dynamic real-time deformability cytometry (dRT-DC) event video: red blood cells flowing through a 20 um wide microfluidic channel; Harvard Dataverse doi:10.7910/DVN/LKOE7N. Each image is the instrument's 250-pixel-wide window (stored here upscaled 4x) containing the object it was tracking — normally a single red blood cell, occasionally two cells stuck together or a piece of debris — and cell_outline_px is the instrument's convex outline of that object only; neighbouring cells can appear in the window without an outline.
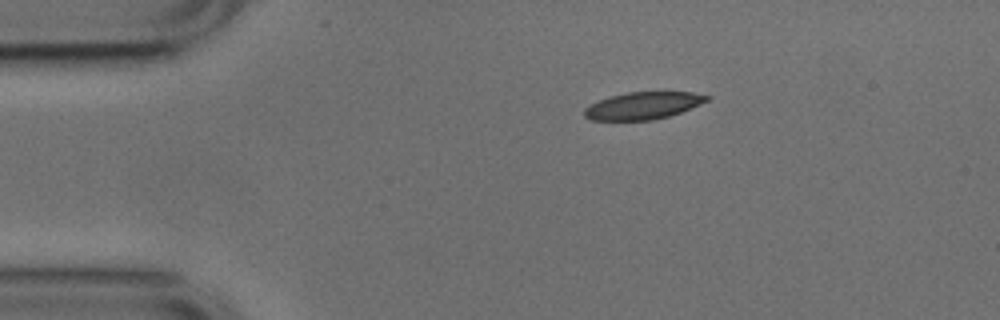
{"species": "common noctule bat (a hibernating species)", "species_latin": "Nyctalus noctula", "temperature_condition": "cold", "stored_images_in_passage": 44, "camera_frame_rate_fps": 3000, "um_per_image_px": 0.085, "animal": {"sex": "male", "body_mass_g": 17.9, "forearm_length_mm": 54.2}, "frame": {"image": 1, "passage_image": 1, "time_ms": 0.0, "image_size_px": [1000, 320], "cell_outline_px": [[712, 96], [708, 100], [700, 104], [680, 112], [668, 116], [652, 120], [592, 120], [584, 116], [584, 108], [608, 96], [628, 92], [692, 92]], "centroid_in_image_um": [54.66, 8.97], "position_along_channel_um": 30.3, "area_um2": 19.31}}
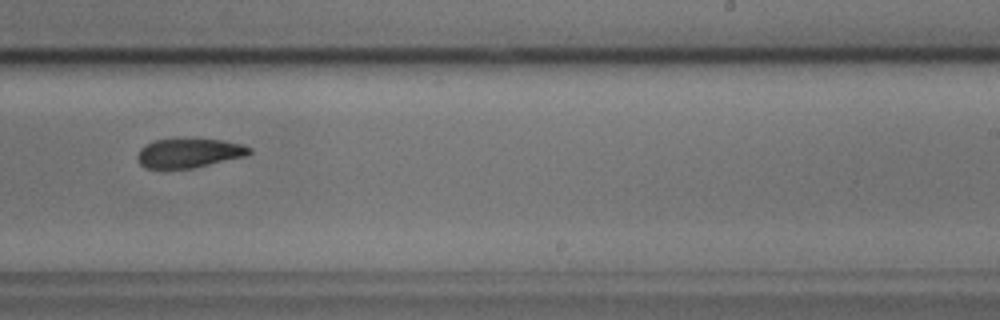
{"frame": {"image": 2, "passage_image": 24, "time_ms": 7.667, "image_size_px": [1000, 320], "cell_outline_px": [[252, 152], [248, 156], [192, 168], [144, 168], [136, 160], [136, 156], [140, 148], [144, 144], [156, 140], [220, 140], [244, 144], [252, 148]], "centroid_in_image_um": [16.08, 13.02], "position_along_channel_um": 272.9, "area_um2": 19.02}}
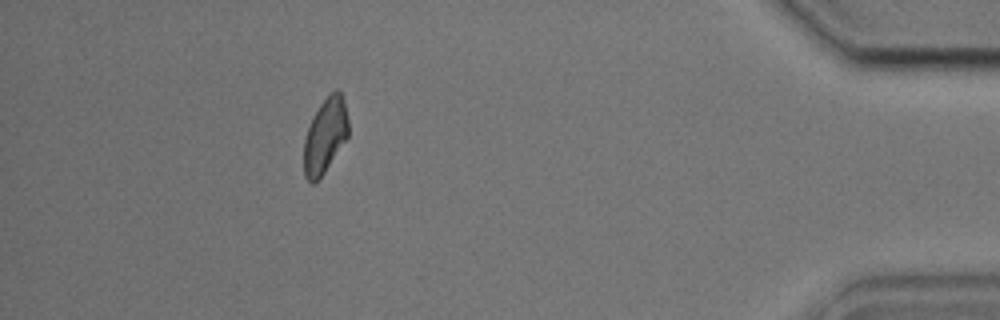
{"frame": {"image": 3, "passage_image": 39, "time_ms": 12.667, "image_size_px": [1000, 320], "cell_outline_px": [[348, 136], [324, 172], [312, 184], [304, 176], [304, 140], [312, 116], [320, 104], [336, 88], [340, 88], [344, 100], [348, 120]], "centroid_in_image_um": [27.64, 11.49], "position_along_channel_um": 407.6, "area_um2": 19.25}, "authors_computed_cell_mechanics": {"area_um2": 20.1433, "velocity_mm_per_s": 3.7639, "shape_relaxation_time_tau1_ms": 8.449, "shape_relaxation_time_tau2_ms": 11.0032, "deformation_change_tau1": 0.1588, "deformation_change_tau2": 0.2076}}